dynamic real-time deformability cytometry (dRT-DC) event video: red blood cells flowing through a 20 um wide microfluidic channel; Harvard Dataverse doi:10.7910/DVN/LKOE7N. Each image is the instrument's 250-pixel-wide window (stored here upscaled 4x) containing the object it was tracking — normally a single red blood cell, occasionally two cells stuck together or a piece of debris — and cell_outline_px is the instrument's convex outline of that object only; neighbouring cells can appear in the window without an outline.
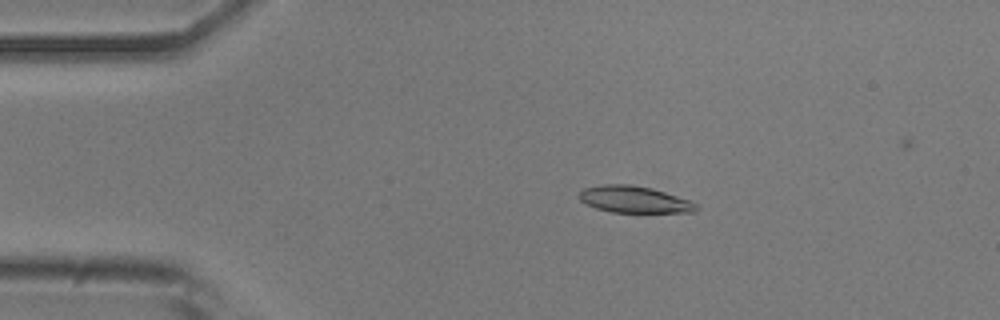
{"species": "common noctule bat (a hibernating species)", "species_latin": "Nyctalus noctula", "temperature_condition": "room temperature", "stored_images_in_passage": 48, "camera_frame_rate_fps": 3000, "um_per_image_px": 0.085, "animal": {"sex": "male", "body_mass_g": 20.5, "forearm_length_mm": 52.5}, "frame": {"image": 1, "passage_image": 6, "time_ms": 1.667, "image_size_px": [1000, 320], "cell_outline_px": [[700, 208], [696, 212], [612, 212], [596, 208], [580, 200], [580, 192], [584, 188], [604, 184], [628, 184], [652, 188], [692, 200]], "centroid_in_image_um": [53.97, 16.95], "position_along_channel_um": 31.0, "area_um2": 18.21}}
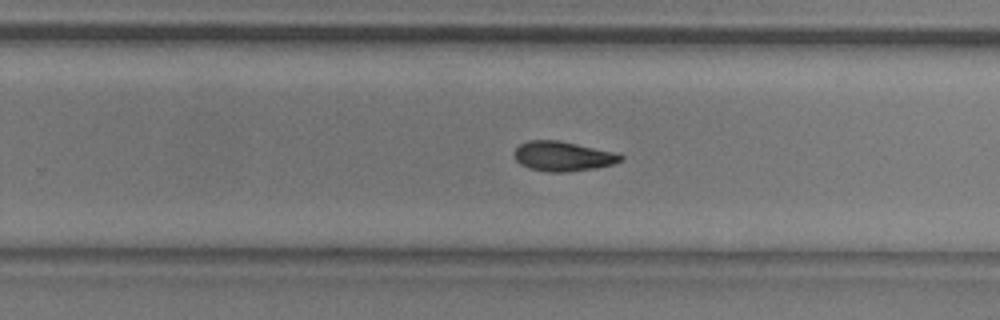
{"frame": {"image": 2, "passage_image": 29, "time_ms": 9.333, "image_size_px": [1000, 320], "cell_outline_px": [[624, 160], [612, 164], [596, 168], [568, 172], [548, 172], [528, 168], [520, 164], [512, 156], [512, 152], [520, 144], [528, 140], [560, 140], [620, 152], [624, 156]], "centroid_in_image_um": [47.87, 13.27], "position_along_channel_um": 281.9, "area_um2": 19.02}}
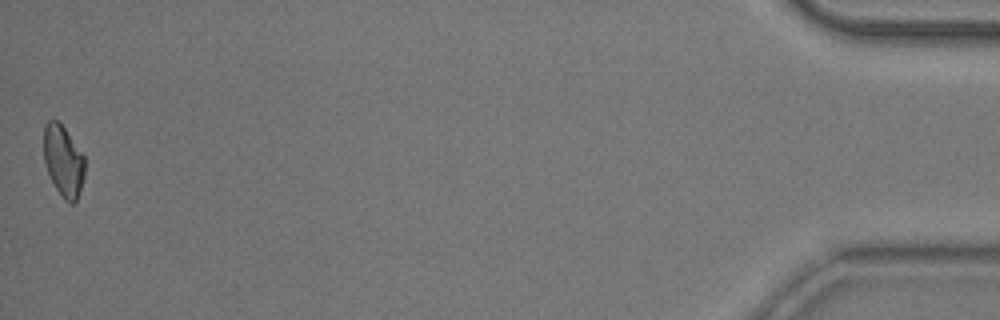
{"frame": {"image": 3, "passage_image": 48, "time_ms": 15.667, "image_size_px": [1000, 320], "cell_outline_px": [[84, 176], [76, 200], [72, 204], [68, 204], [64, 200], [56, 188], [48, 172], [44, 160], [44, 124], [48, 120], [56, 120], [64, 128], [84, 156]], "centroid_in_image_um": [5.37, 13.69], "position_along_channel_um": 429.8, "area_um2": 16.7}, "authors_computed_cell_mechanics": {"area_um2": 18.207, "velocity_mm_per_s": 3.8705, "shape_relaxation_time_tau1_ms": 4.7366, "shape_relaxation_time_tau2_ms": null, "deformation_change_tau1": 0.1431, "deformation_change_tau2": null}}